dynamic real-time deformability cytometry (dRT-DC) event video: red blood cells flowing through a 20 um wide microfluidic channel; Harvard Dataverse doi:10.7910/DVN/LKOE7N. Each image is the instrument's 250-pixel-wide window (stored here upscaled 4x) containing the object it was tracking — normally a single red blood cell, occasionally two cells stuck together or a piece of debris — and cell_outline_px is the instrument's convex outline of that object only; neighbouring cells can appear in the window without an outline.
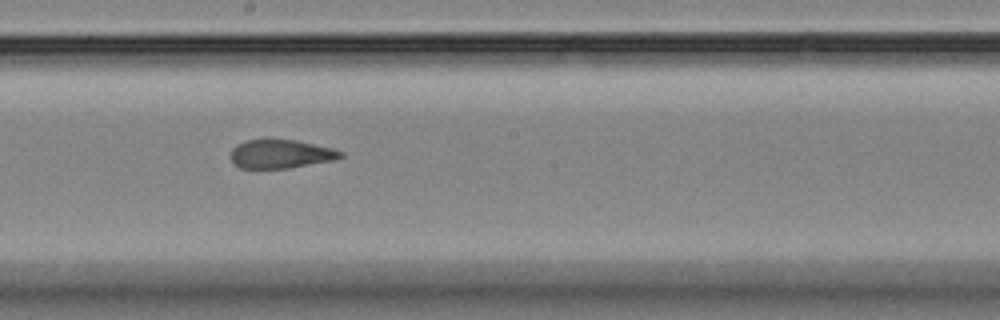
{"species": "Egyptian fruit bat (a non-hibernating species)", "species_latin": "Rousettus aegyptiacus", "temperature_condition": "room temperature", "stored_images_in_passage": 10, "camera_frame_rate_fps": 3000, "um_per_image_px": 0.085, "animal": {"sex": "female"}, "frame": {"image": 1, "passage_image": 9, "time_ms": 10.0, "image_size_px": [1000, 320], "cell_outline_px": [[344, 156], [336, 160], [288, 168], [240, 168], [232, 164], [232, 148], [236, 144], [244, 140], [268, 136], [272, 136], [296, 140], [332, 148], [344, 152]], "centroid_in_image_um": [23.84, 13.04], "position_along_channel_um": 224.4, "area_um2": 19.19}}
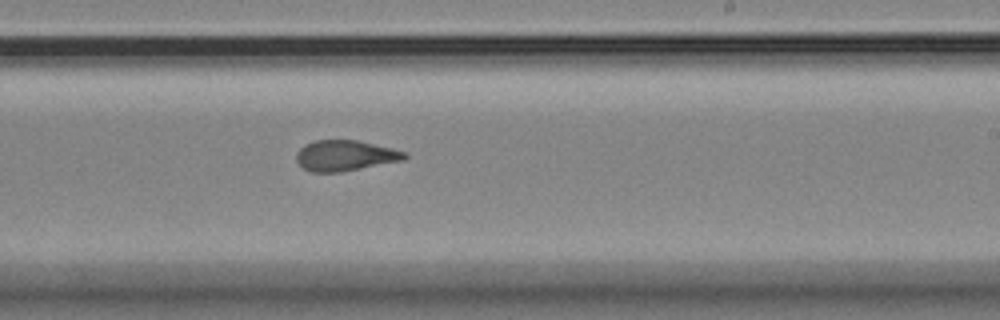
{"frame": {"image": 2, "passage_image": 10, "time_ms": 11.0, "image_size_px": [1000, 320], "cell_outline_px": [[408, 156], [404, 160], [340, 172], [312, 172], [304, 168], [296, 160], [296, 152], [304, 144], [312, 140], [356, 140], [392, 148], [408, 152]], "centroid_in_image_um": [29.34, 13.21], "position_along_channel_um": 259.7, "area_um2": 19.36}}